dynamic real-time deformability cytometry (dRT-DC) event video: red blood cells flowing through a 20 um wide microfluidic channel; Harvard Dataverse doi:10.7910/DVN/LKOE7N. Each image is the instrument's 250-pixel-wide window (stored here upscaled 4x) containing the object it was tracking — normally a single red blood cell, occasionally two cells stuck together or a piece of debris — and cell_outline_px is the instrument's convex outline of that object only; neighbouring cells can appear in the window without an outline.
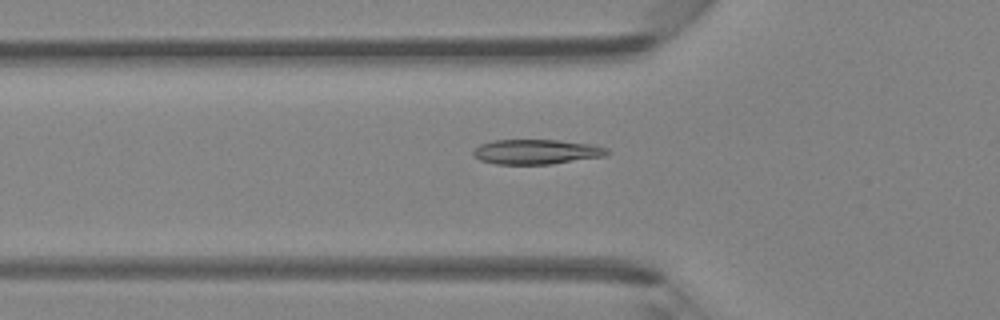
{"species": "Egyptian fruit bat (a non-hibernating species)", "species_latin": "Rousettus aegyptiacus", "temperature_condition": "room temperature", "stored_images_in_passage": 47, "camera_frame_rate_fps": 3000, "um_per_image_px": 0.085, "animal": {"sex": "female"}, "frame": {"image": 1, "passage_image": 16, "time_ms": 5.0, "image_size_px": [1000, 320], "cell_outline_px": [[612, 152], [604, 156], [552, 164], [496, 164], [480, 160], [472, 152], [480, 144], [496, 140], [560, 140], [592, 144], [608, 148]], "centroid_in_image_um": [45.65, 12.9], "position_along_channel_um": 80.2, "area_um2": 19.36}}
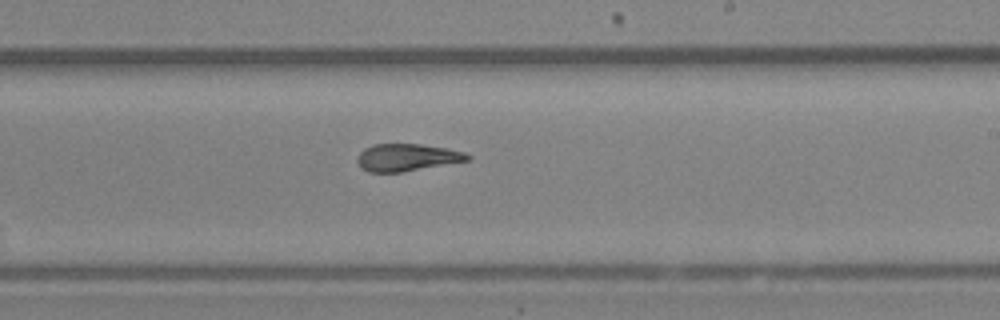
{"frame": {"image": 2, "passage_image": 28, "time_ms": 9.0, "image_size_px": [1000, 320], "cell_outline_px": [[472, 156], [468, 160], [404, 172], [368, 172], [360, 168], [356, 160], [360, 152], [364, 148], [372, 144], [420, 144], [448, 148], [464, 152]], "centroid_in_image_um": [34.56, 13.38], "position_along_channel_um": 254.4, "area_um2": 17.63}}
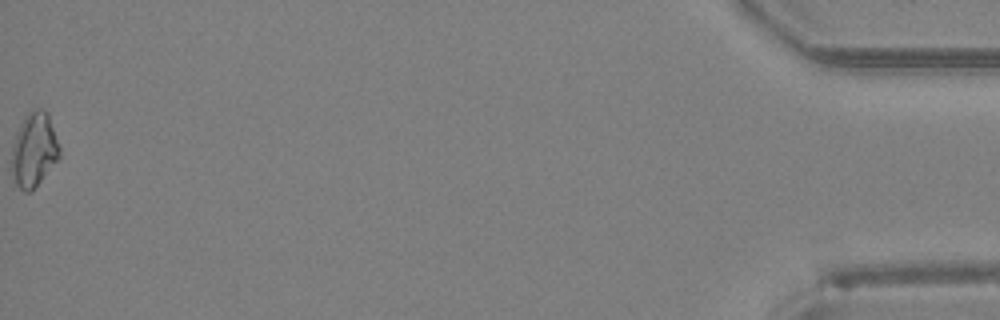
{"frame": {"image": 3, "passage_image": 47, "time_ms": 15.333, "image_size_px": [1000, 320], "cell_outline_px": [[60, 156], [40, 180], [28, 192], [24, 192], [16, 184], [12, 176], [12, 148], [16, 132], [24, 116], [28, 112], [36, 108], [44, 108], [48, 112], [60, 148]], "centroid_in_image_um": [2.88, 12.67], "position_along_channel_um": 432.3, "area_um2": 20.46}, "authors_computed_cell_mechanics": {"area_um2": 18.8428, "velocity_mm_per_s": 4.3543, "shape_relaxation_time_tau1_ms": 5.8933, "shape_relaxation_time_tau2_ms": 1.5839, "deformation_change_tau1": 0.1739, "deformation_change_tau2": 0.0783}}